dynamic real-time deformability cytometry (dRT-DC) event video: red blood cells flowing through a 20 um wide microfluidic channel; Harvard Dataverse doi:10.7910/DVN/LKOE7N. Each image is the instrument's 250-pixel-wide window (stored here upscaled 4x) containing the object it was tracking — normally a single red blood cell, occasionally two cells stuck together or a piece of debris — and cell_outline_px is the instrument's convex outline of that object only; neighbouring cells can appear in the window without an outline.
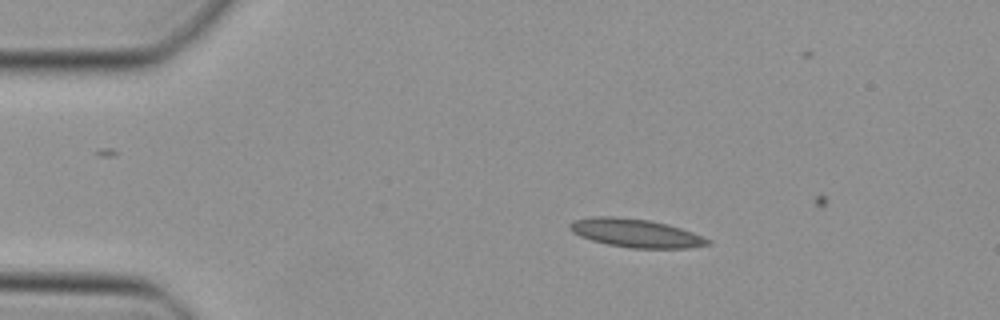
{"species": "Egyptian fruit bat (a non-hibernating species)", "species_latin": "Rousettus aegyptiacus", "temperature_condition": "cold", "stored_images_in_passage": 6, "camera_frame_rate_fps": 3000, "um_per_image_px": 0.085, "animal": {"sex": "female"}, "frame": {"image": 1, "passage_image": 1, "time_ms": 0.0, "image_size_px": [1000, 320], "cell_outline_px": [[712, 244], [688, 248], [632, 248], [608, 244], [592, 240], [580, 236], [572, 232], [568, 228], [568, 224], [576, 220], [592, 216], [612, 216], [648, 220], [668, 224], [692, 232], [712, 240]], "centroid_in_image_um": [54.05, 19.81], "position_along_channel_um": 31.0, "area_um2": 22.77}}